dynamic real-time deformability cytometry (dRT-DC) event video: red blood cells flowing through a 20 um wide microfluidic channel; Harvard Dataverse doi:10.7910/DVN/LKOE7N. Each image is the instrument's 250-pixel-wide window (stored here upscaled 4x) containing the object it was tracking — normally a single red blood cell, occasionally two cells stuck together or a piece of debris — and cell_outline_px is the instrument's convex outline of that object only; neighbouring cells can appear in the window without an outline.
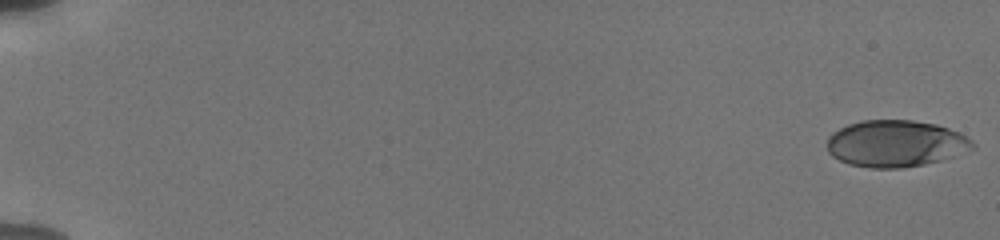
{"species": "human", "species_latin": "Homo sapiens", "temperature_condition": "cold", "stored_images_in_passage": 18, "camera_frame_rate_fps": 3000, "um_per_image_px": 0.085, "donor": {"sex": "male"}, "frame": {"image": 1, "passage_image": 1, "time_ms": 0.0, "image_size_px": [1000, 240], "cell_outline_px": [[976, 148], [940, 160], [924, 164], [900, 168], [872, 168], [848, 164], [832, 156], [828, 152], [828, 136], [832, 132], [848, 124], [860, 120], [912, 120], [936, 124], [948, 128], [972, 140], [976, 144]], "centroid_in_image_um": [76.11, 12.2], "position_along_channel_um": 8.9, "area_um2": 39.54}}
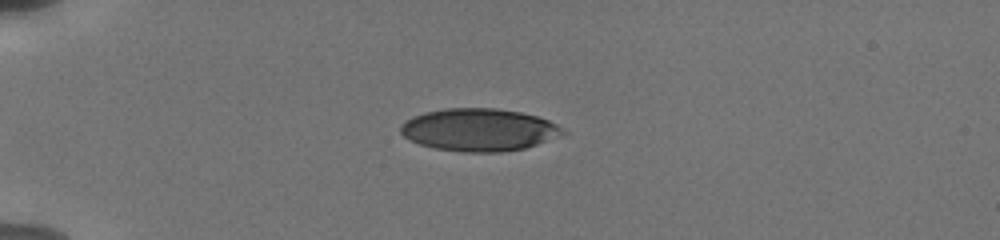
{"frame": {"image": 2, "passage_image": 11, "time_ms": 5.0, "image_size_px": [1000, 240], "cell_outline_px": [[568, 132], [536, 144], [524, 148], [500, 152], [464, 152], [432, 148], [420, 144], [404, 136], [400, 132], [400, 124], [404, 120], [412, 116], [424, 112], [444, 108], [496, 108], [520, 112], [536, 116], [548, 120], [564, 128]], "centroid_in_image_um": [40.67, 11.02], "position_along_channel_um": 44.3, "area_um2": 40.23}}